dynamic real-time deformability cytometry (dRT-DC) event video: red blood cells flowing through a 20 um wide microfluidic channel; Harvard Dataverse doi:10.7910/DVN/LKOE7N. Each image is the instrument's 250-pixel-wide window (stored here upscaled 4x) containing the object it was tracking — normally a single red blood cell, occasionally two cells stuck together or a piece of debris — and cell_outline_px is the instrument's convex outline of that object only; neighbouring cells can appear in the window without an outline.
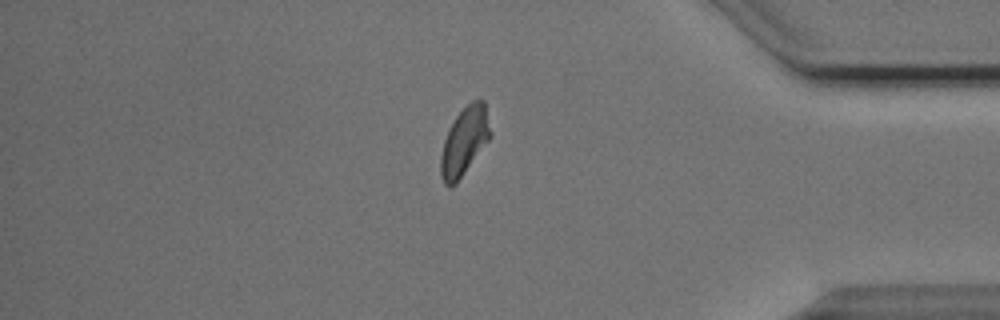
{"species": "Egyptian fruit bat (a non-hibernating species)", "species_latin": "Rousettus aegyptiacus", "temperature_condition": "cold", "stored_images_in_passage": 15, "segment_of_instrument_passage": [2, 2], "camera_frame_rate_fps": 3000, "um_per_image_px": 0.085, "animal": {"sex": "male"}, "frame": {"image": 1, "passage_image": 15, "time_ms": 18.0, "image_size_px": [1000, 320], "cell_outline_px": [[492, 136], [456, 184], [448, 188], [444, 184], [440, 176], [440, 156], [444, 140], [448, 128], [456, 116], [472, 100], [484, 100], [492, 132]], "centroid_in_image_um": [39.47, 12.03], "position_along_channel_um": 395.7, "area_um2": 19.88}}